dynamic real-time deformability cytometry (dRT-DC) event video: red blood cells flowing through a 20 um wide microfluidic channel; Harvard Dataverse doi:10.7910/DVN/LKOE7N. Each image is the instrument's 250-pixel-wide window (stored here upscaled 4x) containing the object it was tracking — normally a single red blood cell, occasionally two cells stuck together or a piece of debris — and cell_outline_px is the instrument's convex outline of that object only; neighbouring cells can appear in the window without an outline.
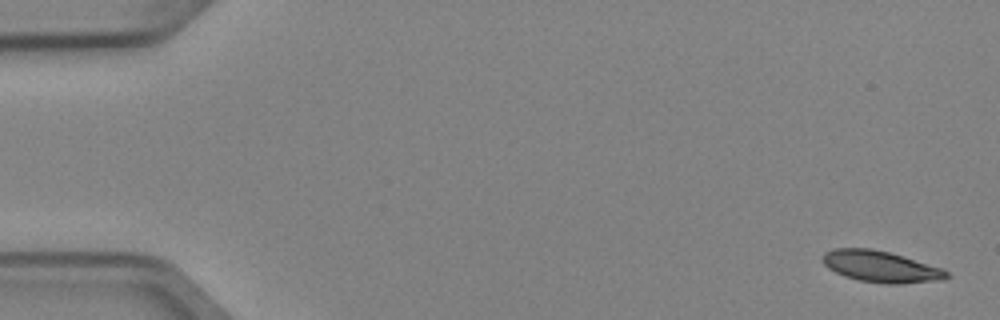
{"species": "Egyptian fruit bat (a non-hibernating species)", "species_latin": "Rousettus aegyptiacus", "temperature_condition": "cold", "stored_images_in_passage": 5, "camera_frame_rate_fps": 3000, "um_per_image_px": 0.085, "animal": {"sex": "female"}, "frame": {"image": 1, "passage_image": 1, "time_ms": 0.0, "image_size_px": [1000, 320], "cell_outline_px": [[952, 276], [944, 280], [900, 284], [884, 284], [860, 280], [844, 276], [828, 268], [820, 260], [820, 256], [824, 252], [836, 248], [872, 248], [904, 256], [944, 268]], "centroid_in_image_um": [74.89, 22.66], "position_along_channel_um": 10.1, "area_um2": 23.06}}
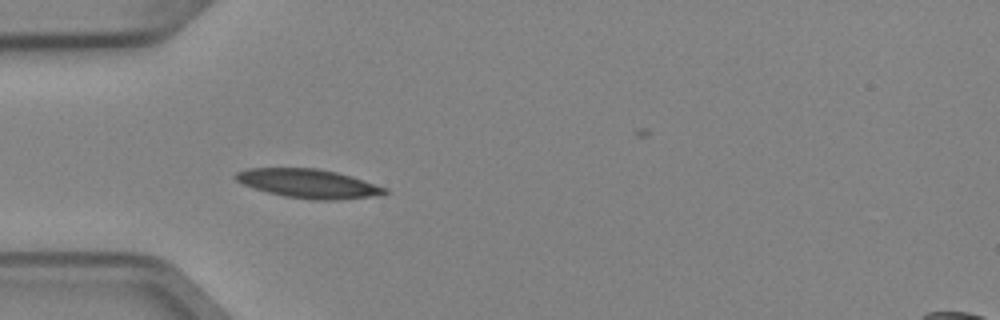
{"frame": {"image": 2, "passage_image": 5, "time_ms": 1.333, "image_size_px": [1000, 320], "cell_outline_px": [[392, 192], [368, 196], [336, 200], [312, 200], [284, 196], [268, 192], [244, 184], [236, 180], [232, 176], [236, 172], [248, 168], [316, 168], [336, 172], [352, 176], [388, 188]], "centroid_in_image_um": [26.22, 15.59], "position_along_channel_um": 58.8, "area_um2": 25.03}}